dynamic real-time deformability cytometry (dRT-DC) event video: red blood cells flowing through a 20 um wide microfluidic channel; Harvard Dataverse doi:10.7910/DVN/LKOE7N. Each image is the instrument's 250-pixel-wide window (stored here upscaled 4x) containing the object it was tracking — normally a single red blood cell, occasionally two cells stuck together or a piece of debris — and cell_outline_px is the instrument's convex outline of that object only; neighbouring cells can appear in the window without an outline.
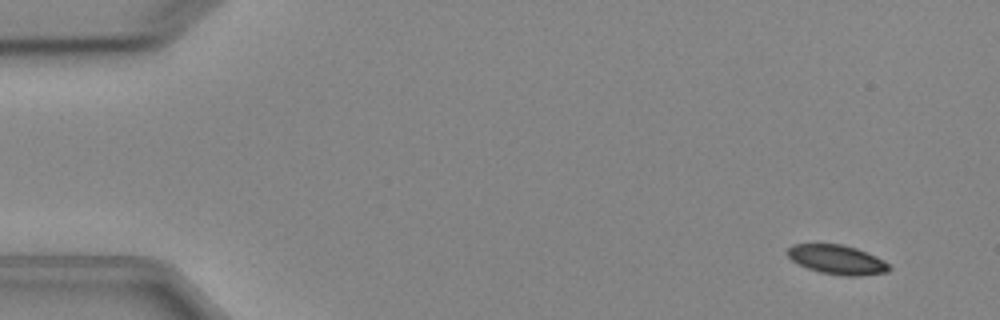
{"species": "Egyptian fruit bat (a non-hibernating species)", "species_latin": "Rousettus aegyptiacus", "temperature_condition": "cold", "stored_images_in_passage": 6, "camera_frame_rate_fps": 3000, "um_per_image_px": 0.085, "animal": {"sex": "female"}, "frame": {"image": 1, "passage_image": 2, "time_ms": 1.0, "image_size_px": [1000, 320], "cell_outline_px": [[892, 268], [888, 272], [860, 276], [844, 276], [820, 272], [808, 268], [792, 260], [788, 256], [788, 248], [792, 244], [840, 244], [856, 248], [876, 256], [884, 260]], "centroid_in_image_um": [71.19, 22.07], "position_along_channel_um": 13.8, "area_um2": 17.28}}
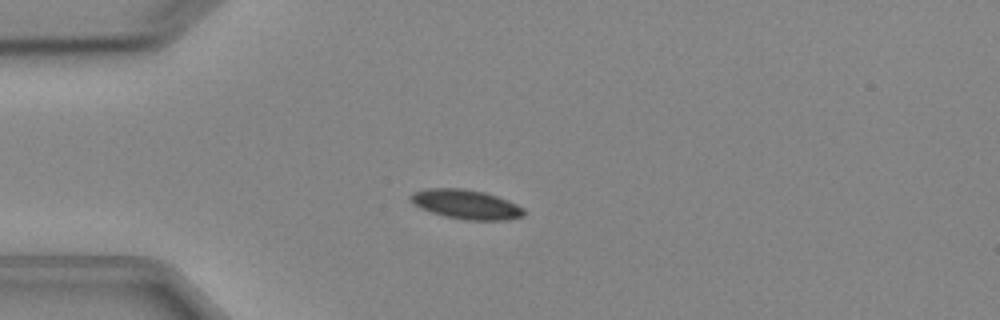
{"frame": {"image": 2, "passage_image": 4, "time_ms": 4.333, "image_size_px": [1000, 320], "cell_outline_px": [[528, 212], [524, 216], [508, 220], [464, 220], [444, 216], [420, 208], [408, 200], [408, 196], [412, 192], [428, 188], [460, 188], [484, 192], [508, 200], [524, 208]], "centroid_in_image_um": [39.62, 17.37], "position_along_channel_um": 45.4, "area_um2": 19.65}}